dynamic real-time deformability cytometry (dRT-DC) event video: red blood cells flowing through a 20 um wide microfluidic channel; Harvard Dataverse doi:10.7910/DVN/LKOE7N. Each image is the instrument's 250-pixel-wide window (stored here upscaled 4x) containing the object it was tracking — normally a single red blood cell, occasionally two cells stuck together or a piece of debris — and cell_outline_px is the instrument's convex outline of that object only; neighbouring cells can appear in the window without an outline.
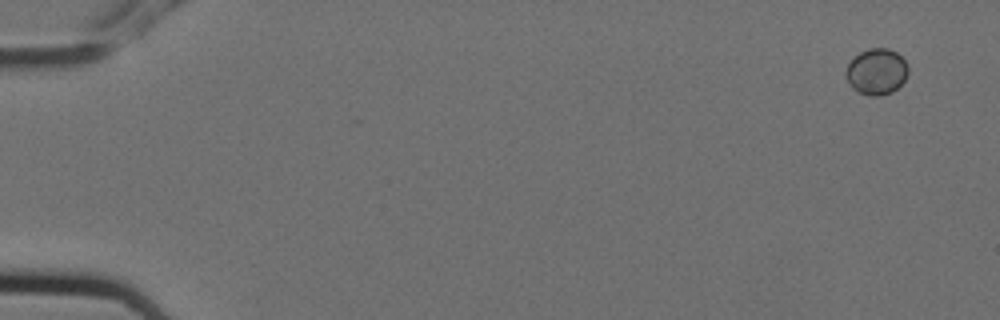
{"species": "Egyptian fruit bat (a non-hibernating species)", "species_latin": "Rousettus aegyptiacus", "temperature_condition": "cold", "stored_images_in_passage": 6, "segment_of_instrument_passage": [2, 2], "camera_frame_rate_fps": 3000, "um_per_image_px": 0.085, "animal": {"sex": "female"}, "frame": {"image": 1, "passage_image": 6, "time_ms": 1.667, "image_size_px": [1000, 320], "cell_outline_px": [[908, 72], [904, 80], [892, 92], [880, 96], [868, 96], [852, 88], [844, 72], [848, 64], [860, 52], [868, 48], [888, 48], [896, 52], [908, 64]], "centroid_in_image_um": [74.51, 6.09], "position_along_channel_um": 10.5, "area_um2": 16.65}}